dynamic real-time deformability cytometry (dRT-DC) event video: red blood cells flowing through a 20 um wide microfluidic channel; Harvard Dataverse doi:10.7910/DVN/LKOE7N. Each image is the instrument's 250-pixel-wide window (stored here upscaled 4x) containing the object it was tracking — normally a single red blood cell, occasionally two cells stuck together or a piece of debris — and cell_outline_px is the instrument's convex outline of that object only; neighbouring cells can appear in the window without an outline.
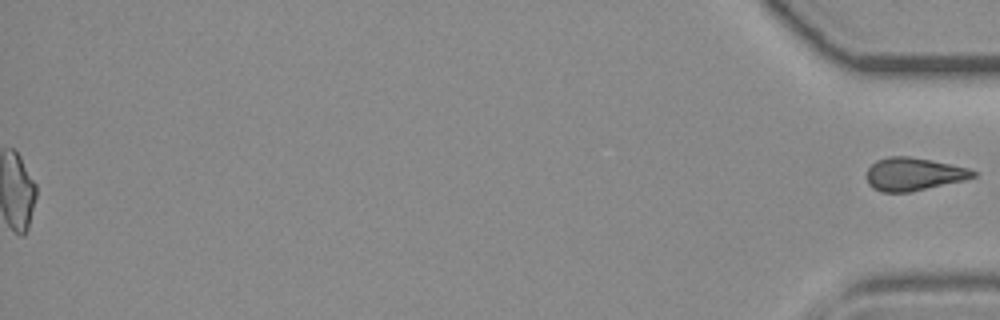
{"species": "common noctule bat (a hibernating species)", "species_latin": "Nyctalus noctula", "temperature_condition": "room temperature", "stored_images_in_passage": 32, "segment_of_instrument_passage": [2, 2], "camera_frame_rate_fps": 3000, "um_per_image_px": 0.085, "animal": {"sex": "female", "body_mass_g": 19.3, "forearm_length_mm": 54.1}, "frame": {"image": 1, "passage_image": 32, "time_ms": 10.333, "image_size_px": [1000, 320], "cell_outline_px": [[976, 176], [964, 180], [908, 192], [884, 192], [872, 188], [868, 184], [868, 168], [876, 160], [888, 156], [908, 156], [932, 160], [952, 164], [968, 168], [976, 172]], "centroid_in_image_um": [77.65, 14.79], "position_along_channel_um": 357.5, "area_um2": 20.29}}